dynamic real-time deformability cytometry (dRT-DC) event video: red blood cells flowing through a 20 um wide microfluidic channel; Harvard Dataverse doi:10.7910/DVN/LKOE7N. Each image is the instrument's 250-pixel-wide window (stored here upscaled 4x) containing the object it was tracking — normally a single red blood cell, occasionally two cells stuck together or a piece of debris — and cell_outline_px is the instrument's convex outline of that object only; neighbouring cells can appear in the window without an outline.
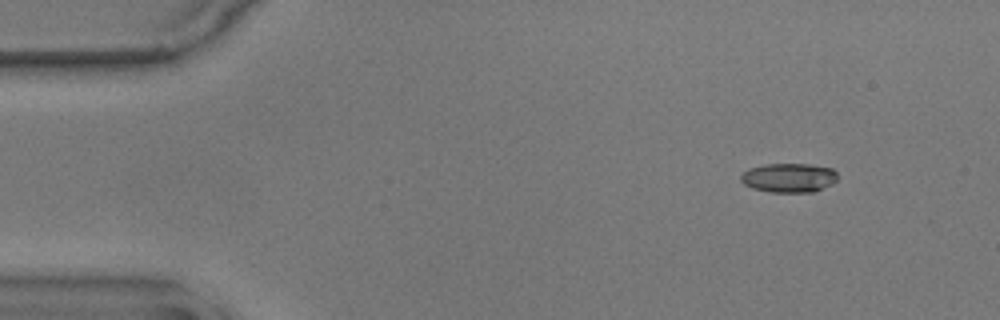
{"species": "common noctule bat (a hibernating species)", "species_latin": "Nyctalus noctula", "temperature_condition": "warm", "stored_images_in_passage": 11, "camera_frame_rate_fps": 3000, "um_per_image_px": 0.085, "animal": {"sex": "male", "body_mass_g": 17.9}, "frame": {"image": 1, "passage_image": 1, "time_ms": 0.0, "image_size_px": [1000, 320], "cell_outline_px": [[836, 180], [832, 184], [812, 192], [772, 192], [752, 188], [744, 184], [740, 180], [740, 176], [748, 168], [768, 164], [808, 164], [832, 168], [836, 172]], "centroid_in_image_um": [67.04, 15.11], "position_along_channel_um": 18.0, "area_um2": 16.36}}